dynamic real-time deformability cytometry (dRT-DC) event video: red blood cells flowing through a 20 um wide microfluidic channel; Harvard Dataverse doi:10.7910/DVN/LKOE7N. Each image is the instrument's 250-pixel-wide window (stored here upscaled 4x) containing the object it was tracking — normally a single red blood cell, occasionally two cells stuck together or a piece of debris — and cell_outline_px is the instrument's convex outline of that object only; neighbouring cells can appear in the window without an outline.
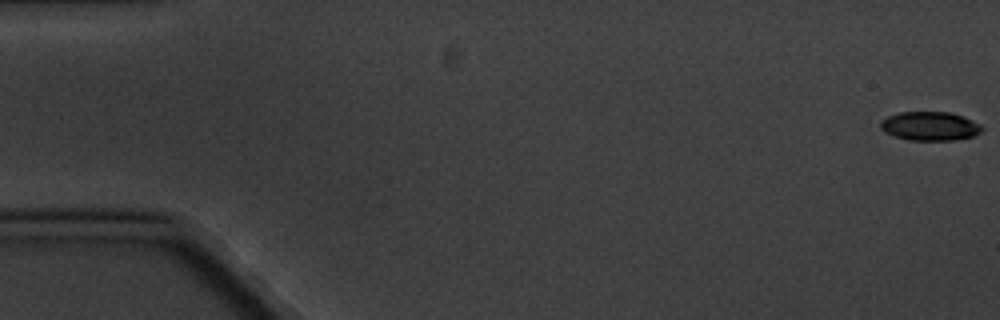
{"species": "common noctule bat (a hibernating species)", "species_latin": "Nyctalus noctula", "temperature_condition": "cold", "stored_images_in_passage": 6, "camera_frame_rate_fps": 3000, "um_per_image_px": 0.085, "animal": {"sex": "male", "body_mass_g": 20.1, "forearm_length_mm": 53.5}, "frame": {"image": 1, "passage_image": 1, "time_ms": 0.0, "image_size_px": [1000, 320], "cell_outline_px": [[984, 128], [980, 132], [972, 136], [956, 140], [908, 140], [884, 132], [880, 128], [880, 120], [888, 116], [900, 112], [948, 112], [964, 116], [980, 124]], "centroid_in_image_um": [79.04, 10.71], "position_along_channel_um": 6.0, "area_um2": 17.11}}
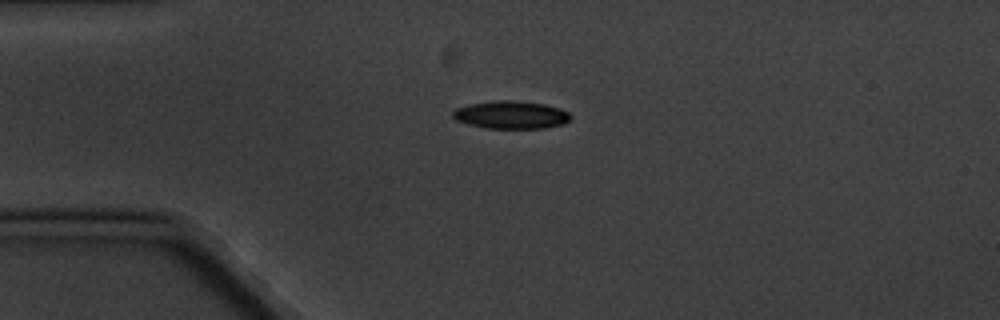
{"frame": {"image": 2, "passage_image": 5, "time_ms": 4.667, "image_size_px": [1000, 320], "cell_outline_px": [[572, 120], [564, 124], [544, 128], [484, 128], [468, 124], [456, 120], [452, 116], [452, 112], [456, 108], [472, 104], [496, 100], [512, 100], [544, 104], [560, 108], [568, 112], [572, 116]], "centroid_in_image_um": [43.47, 9.77], "position_along_channel_um": 41.5, "area_um2": 19.13}}